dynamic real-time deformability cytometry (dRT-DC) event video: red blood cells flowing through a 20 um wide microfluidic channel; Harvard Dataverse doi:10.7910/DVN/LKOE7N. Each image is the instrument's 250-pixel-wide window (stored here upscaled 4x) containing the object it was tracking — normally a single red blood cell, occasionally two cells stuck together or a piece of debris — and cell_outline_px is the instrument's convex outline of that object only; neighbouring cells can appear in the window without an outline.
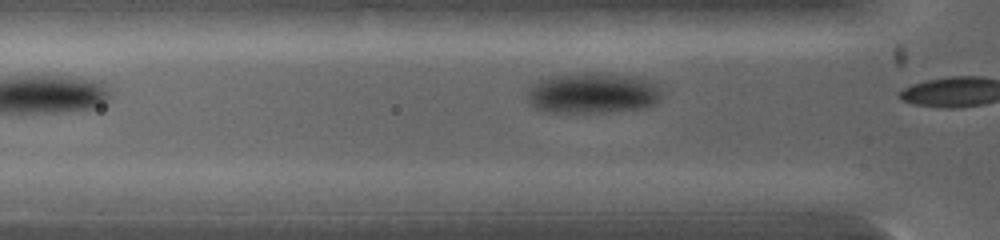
{"species": "common noctule bat (a hibernating species)", "species_latin": "Nyctalus noctula", "temperature_condition": "warm", "stored_images_in_passage": 15, "segment_of_instrument_passage": [1, 2], "camera_frame_rate_fps": 5000, "um_per_image_px": 0.085, "animal": {"sex": "female", "body_mass_g": 19.0, "forearm_length_mm": 53.3}, "frame": {"image": 1, "passage_image": 3, "time_ms": 1.4, "image_size_px": [1000, 240], "cell_outline_px": [[660, 100], [656, 104], [644, 108], [604, 112], [552, 112], [536, 108], [528, 104], [528, 88], [536, 80], [548, 76], [584, 72], [604, 72], [636, 76], [656, 84], [660, 88]], "centroid_in_image_um": [50.36, 7.89], "position_along_channel_um": 75.4, "area_um2": 32.43}}
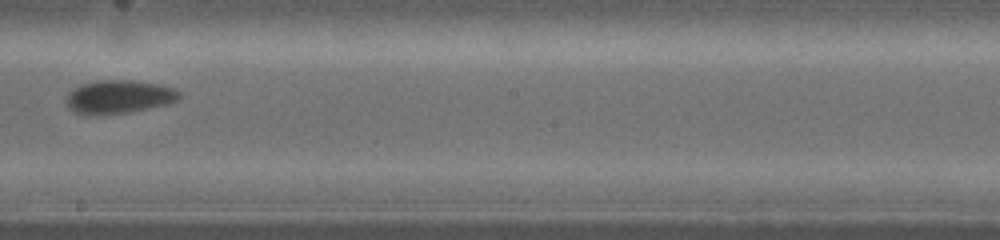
{"frame": {"image": 2, "passage_image": 8, "time_ms": 4.8, "image_size_px": [1000, 240], "cell_outline_px": [[180, 96], [176, 100], [168, 104], [128, 112], [100, 116], [88, 116], [76, 112], [68, 108], [68, 92], [80, 84], [96, 80], [132, 80], [160, 84], [172, 88], [180, 92]], "centroid_in_image_um": [10.07, 8.24], "position_along_channel_um": 238.1, "area_um2": 22.14}}
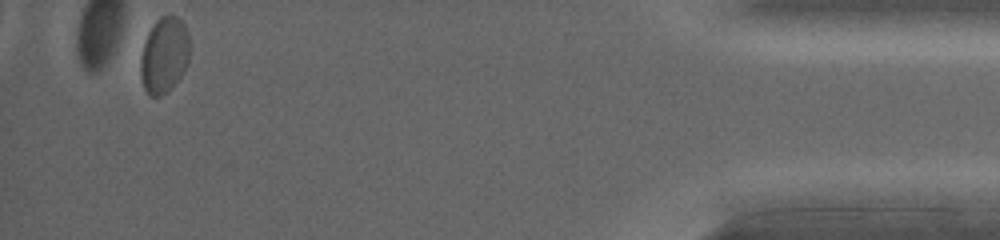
{"frame": {"image": 3, "passage_image": 14, "time_ms": 9.4, "image_size_px": [1000, 240], "cell_outline_px": [[188, 60], [184, 72], [172, 88], [168, 92], [160, 96], [148, 96], [144, 88], [140, 76], [140, 60], [144, 44], [148, 32], [156, 20], [160, 16], [176, 16], [184, 24], [188, 32]], "centroid_in_image_um": [13.94, 4.72], "position_along_channel_um": 421.3, "area_um2": 21.79}}